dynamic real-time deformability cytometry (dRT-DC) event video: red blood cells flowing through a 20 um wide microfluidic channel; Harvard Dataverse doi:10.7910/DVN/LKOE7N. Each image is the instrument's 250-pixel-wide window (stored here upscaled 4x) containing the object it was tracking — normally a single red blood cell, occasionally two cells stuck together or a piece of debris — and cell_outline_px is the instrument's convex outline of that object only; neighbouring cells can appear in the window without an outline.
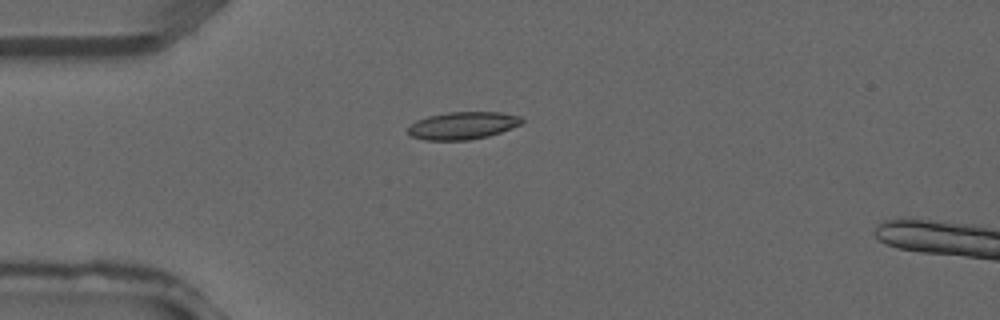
{"species": "common noctule bat (a hibernating species)", "species_latin": "Nyctalus noctula", "temperature_condition": "warm", "stored_images_in_passage": 3, "camera_frame_rate_fps": 3000, "um_per_image_px": 0.085, "animal": {"sex": "male", "forearm_length_mm": 52.5}, "frame": {"image": 1, "passage_image": 3, "time_ms": 0.667, "image_size_px": [1000, 320], "cell_outline_px": [[524, 120], [520, 124], [500, 132], [488, 136], [468, 140], [424, 140], [412, 136], [408, 132], [408, 128], [416, 120], [428, 116], [448, 112], [500, 112], [520, 116]], "centroid_in_image_um": [39.32, 10.67], "position_along_channel_um": 45.7, "area_um2": 18.09}}